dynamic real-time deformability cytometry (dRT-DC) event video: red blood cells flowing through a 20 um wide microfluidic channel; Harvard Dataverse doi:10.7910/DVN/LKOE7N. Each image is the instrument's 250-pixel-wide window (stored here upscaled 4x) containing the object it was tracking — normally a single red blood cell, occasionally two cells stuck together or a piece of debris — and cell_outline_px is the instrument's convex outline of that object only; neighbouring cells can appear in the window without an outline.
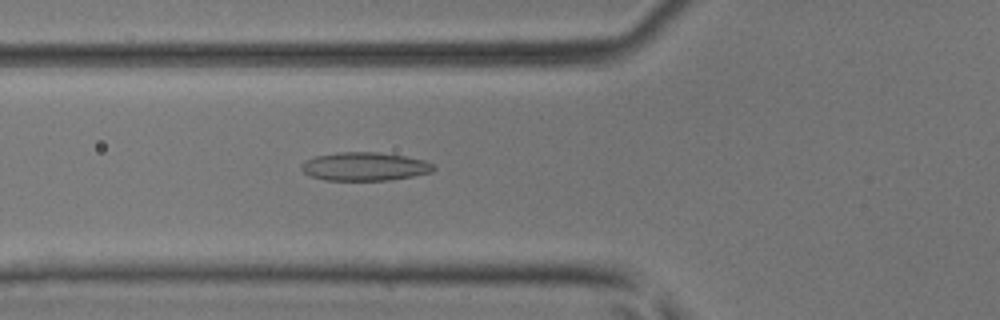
{"species": "common noctule bat (a hibernating species)", "species_latin": "Nyctalus noctula", "temperature_condition": "room temperature", "stored_images_in_passage": 50, "camera_frame_rate_fps": 3000, "um_per_image_px": 0.085, "animal": {"sex": "male", "body_mass_g": 17.9, "forearm_length_mm": 54.2}, "frame": {"image": 1, "passage_image": 19, "time_ms": 6.0, "image_size_px": [1000, 320], "cell_outline_px": [[436, 168], [432, 172], [412, 176], [388, 180], [324, 180], [312, 176], [304, 172], [300, 168], [300, 164], [304, 160], [316, 156], [336, 152], [376, 152], [404, 156], [424, 160], [432, 164]], "centroid_in_image_um": [30.97, 14.15], "position_along_channel_um": 94.8, "area_um2": 21.85}}
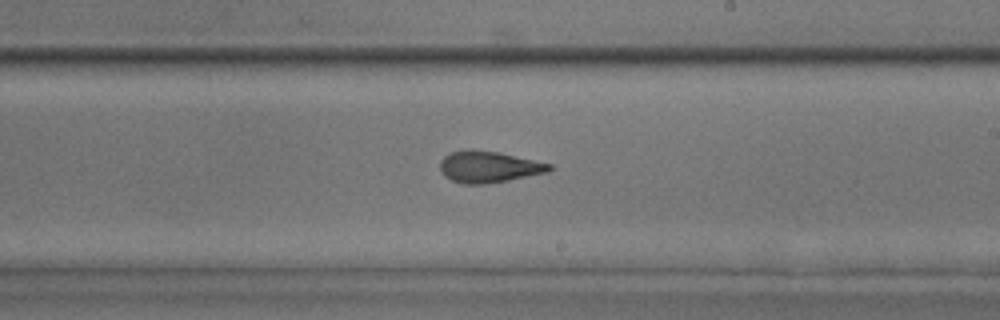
{"frame": {"image": 2, "passage_image": 30, "time_ms": 9.667, "image_size_px": [1000, 320], "cell_outline_px": [[552, 168], [548, 172], [488, 184], [464, 184], [452, 180], [444, 176], [440, 172], [440, 160], [444, 156], [452, 152], [468, 148], [472, 148], [500, 152], [552, 164]], "centroid_in_image_um": [41.51, 14.17], "position_along_channel_um": 247.5, "area_um2": 20.29}}
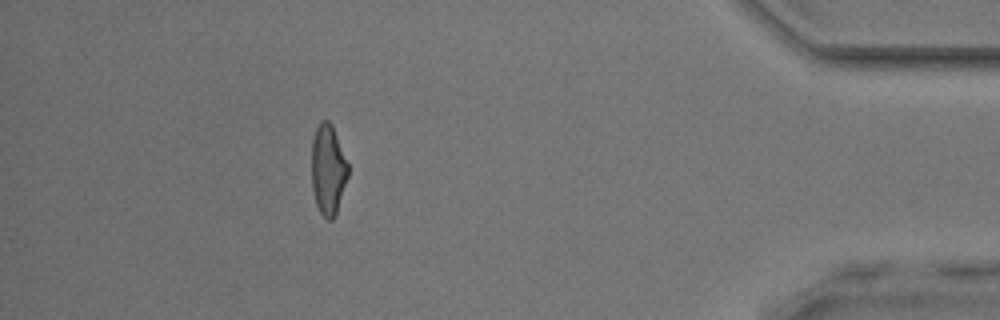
{"frame": {"image": 3, "passage_image": 45, "time_ms": 14.667, "image_size_px": [1000, 320], "cell_outline_px": [[348, 176], [336, 216], [332, 220], [328, 220], [320, 212], [316, 204], [312, 188], [312, 140], [316, 128], [320, 120], [328, 120], [332, 124], [348, 164]], "centroid_in_image_um": [27.88, 14.43], "position_along_channel_um": 407.3, "area_um2": 19.25}}